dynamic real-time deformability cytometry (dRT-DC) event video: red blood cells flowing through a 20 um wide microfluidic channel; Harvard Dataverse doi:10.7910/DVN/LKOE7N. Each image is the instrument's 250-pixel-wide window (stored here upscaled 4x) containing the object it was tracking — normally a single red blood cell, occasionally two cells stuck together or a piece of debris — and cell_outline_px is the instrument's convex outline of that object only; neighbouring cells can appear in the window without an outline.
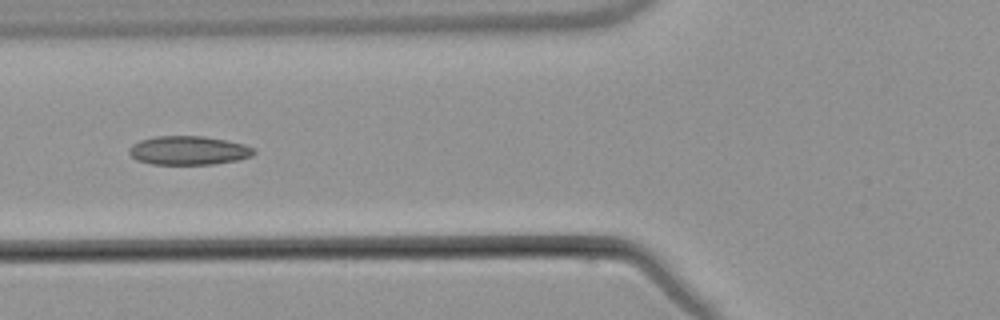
{"species": "common noctule bat (a hibernating species)", "species_latin": "Nyctalus noctula", "temperature_condition": "warm", "stored_images_in_passage": 8, "camera_frame_rate_fps": 3000, "um_per_image_px": 0.085, "animal": {"sex": "male", "body_mass_g": 21.5, "forearm_length_mm": 52.0}, "frame": {"image": 1, "passage_image": 6, "time_ms": 7.0, "image_size_px": [1000, 320], "cell_outline_px": [[256, 152], [252, 156], [236, 160], [212, 164], [152, 164], [136, 160], [128, 152], [128, 148], [132, 144], [140, 140], [156, 136], [204, 136], [244, 144], [252, 148]], "centroid_in_image_um": [15.99, 12.78], "position_along_channel_um": 109.8, "area_um2": 20.87}}
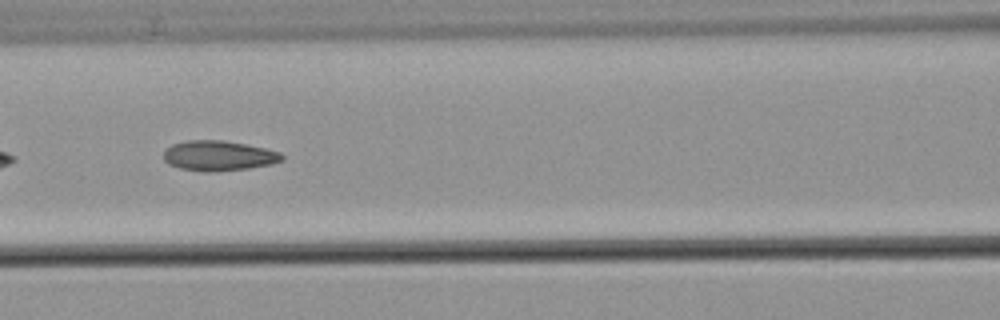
{"frame": {"image": 2, "passage_image": 7, "time_ms": 8.0, "image_size_px": [1000, 320], "cell_outline_px": [[284, 160], [272, 164], [248, 168], [212, 172], [204, 172], [180, 168], [168, 164], [164, 160], [164, 152], [172, 144], [188, 140], [224, 140], [264, 148], [280, 152], [284, 156]], "centroid_in_image_um": [18.59, 13.24], "position_along_channel_um": 148.0, "area_um2": 20.75}}